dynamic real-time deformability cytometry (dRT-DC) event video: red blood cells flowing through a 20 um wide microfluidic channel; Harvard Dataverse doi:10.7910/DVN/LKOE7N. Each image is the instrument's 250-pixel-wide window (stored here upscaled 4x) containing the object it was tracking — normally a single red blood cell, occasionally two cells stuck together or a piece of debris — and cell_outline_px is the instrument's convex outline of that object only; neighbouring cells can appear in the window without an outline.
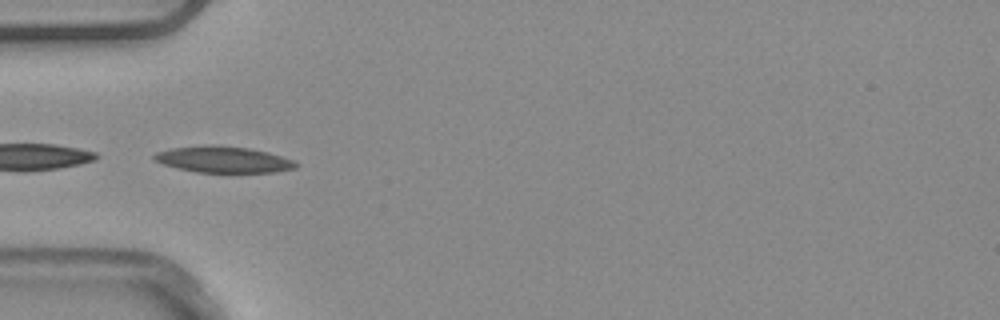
{"species": "common noctule bat (a hibernating species)", "species_latin": "Nyctalus noctula", "temperature_condition": "warm", "stored_images_in_passage": 8, "camera_frame_rate_fps": 3000, "um_per_image_px": 0.085, "animal": {"sex": "male", "body_mass_g": 20.4}, "frame": {"image": 1, "passage_image": 6, "time_ms": 1.667, "image_size_px": [1000, 320], "cell_outline_px": [[300, 164], [296, 168], [272, 172], [196, 172], [176, 168], [164, 164], [156, 160], [152, 156], [156, 152], [172, 148], [204, 144], [220, 144], [248, 148], [268, 152], [292, 160]], "centroid_in_image_um": [18.97, 13.54], "position_along_channel_um": 66.0, "area_um2": 21.79}}